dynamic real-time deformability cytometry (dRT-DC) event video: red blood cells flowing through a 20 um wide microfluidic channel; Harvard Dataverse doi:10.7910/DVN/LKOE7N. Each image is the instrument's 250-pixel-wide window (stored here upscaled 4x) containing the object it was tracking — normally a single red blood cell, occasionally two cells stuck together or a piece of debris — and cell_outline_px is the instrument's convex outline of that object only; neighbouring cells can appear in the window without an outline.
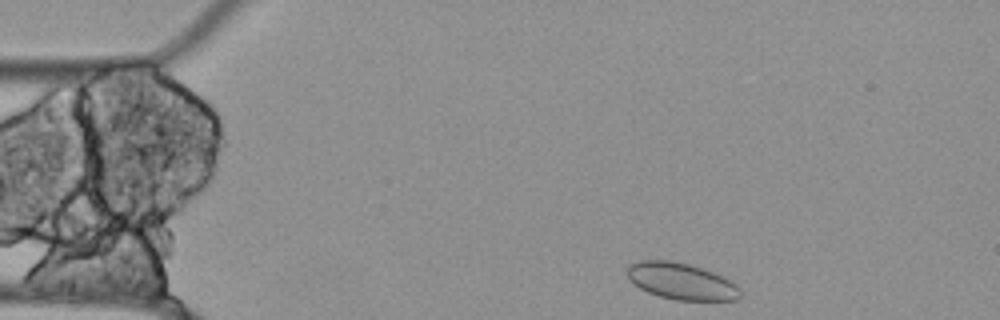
{"species": "Egyptian fruit bat (a non-hibernating species)", "species_latin": "Rousettus aegyptiacus", "temperature_condition": "cold", "stored_images_in_passage": 48, "camera_frame_rate_fps": 3000, "um_per_image_px": 0.085, "animal": {"sex": "female"}, "frame": {"image": 1, "passage_image": 1, "time_ms": 0.0, "image_size_px": [1000, 320], "cell_outline_px": [[740, 296], [736, 300], [676, 300], [660, 296], [648, 292], [640, 288], [624, 272], [624, 268], [628, 264], [640, 260], [668, 260], [688, 264], [712, 272], [736, 284], [740, 288]], "centroid_in_image_um": [57.86, 23.9], "position_along_channel_um": 27.1, "area_um2": 23.93}}
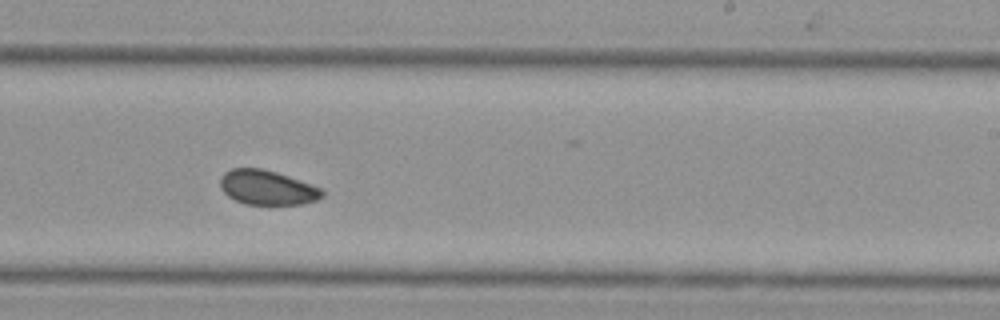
{"frame": {"image": 2, "passage_image": 26, "time_ms": 8.333, "image_size_px": [1000, 320], "cell_outline_px": [[324, 196], [316, 200], [300, 204], [244, 204], [228, 196], [220, 188], [220, 176], [224, 172], [232, 168], [260, 168], [276, 172], [312, 184], [320, 188], [324, 192]], "centroid_in_image_um": [22.69, 15.93], "position_along_channel_um": 266.3, "area_um2": 20.52}}
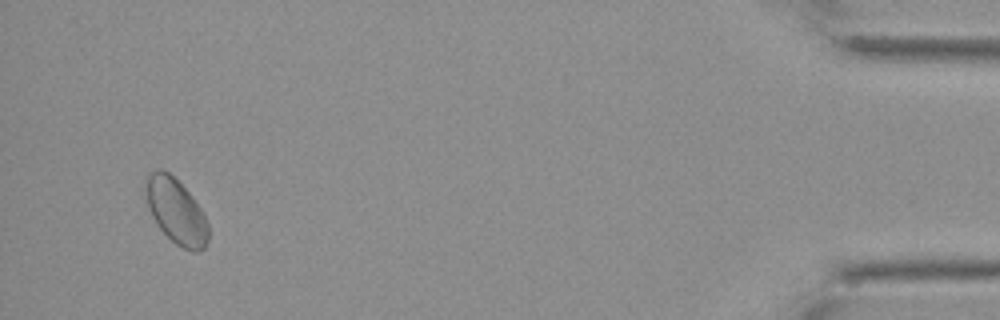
{"frame": {"image": 3, "passage_image": 46, "time_ms": 15.0, "image_size_px": [1000, 320], "cell_outline_px": [[208, 240], [204, 248], [200, 252], [192, 252], [176, 244], [160, 228], [152, 216], [148, 208], [144, 192], [144, 176], [156, 168], [164, 168], [192, 196], [200, 208], [208, 224]], "centroid_in_image_um": [14.92, 17.91], "position_along_channel_um": 420.3, "area_um2": 23.93}, "authors_computed_cell_mechanics": {"area_um2": 21.7906, "velocity_mm_per_s": 3.4594, "shape_relaxation_time_tau1_ms": 0.1612, "shape_relaxation_time_tau2_ms": 6.3801, "deformation_change_tau1": null, "deformation_change_tau2": 0.0555}}